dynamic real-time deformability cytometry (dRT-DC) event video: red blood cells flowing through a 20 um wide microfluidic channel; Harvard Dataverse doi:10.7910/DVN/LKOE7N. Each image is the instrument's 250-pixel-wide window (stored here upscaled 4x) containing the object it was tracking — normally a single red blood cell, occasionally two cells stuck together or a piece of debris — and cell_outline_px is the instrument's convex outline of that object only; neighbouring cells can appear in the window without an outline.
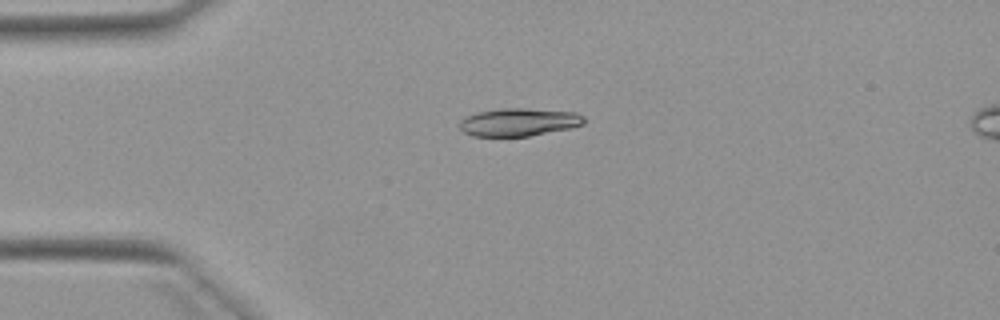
{"species": "Egyptian fruit bat (a non-hibernating species)", "species_latin": "Rousettus aegyptiacus", "temperature_condition": "warm", "stored_images_in_passage": 6, "camera_frame_rate_fps": 3000, "um_per_image_px": 0.085, "animal": {"sex": "female"}, "frame": {"image": 1, "passage_image": 1, "time_ms": 0.0, "image_size_px": [1000, 320], "cell_outline_px": [[584, 124], [572, 128], [528, 136], [472, 136], [464, 132], [460, 128], [460, 120], [476, 112], [504, 108], [524, 108], [576, 112], [584, 116]], "centroid_in_image_um": [44.12, 10.38], "position_along_channel_um": 40.9, "area_um2": 20.23}}
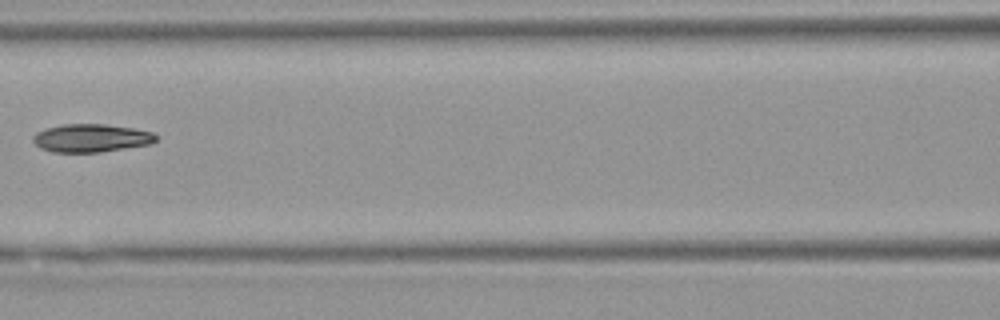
{"frame": {"image": 2, "passage_image": 4, "time_ms": 3.667, "image_size_px": [1000, 320], "cell_outline_px": [[160, 136], [152, 144], [100, 152], [52, 152], [40, 148], [32, 140], [32, 136], [36, 132], [48, 128], [64, 124], [104, 124], [132, 128], [152, 132]], "centroid_in_image_um": [7.77, 11.74], "position_along_channel_um": 158.8, "area_um2": 20.17}}
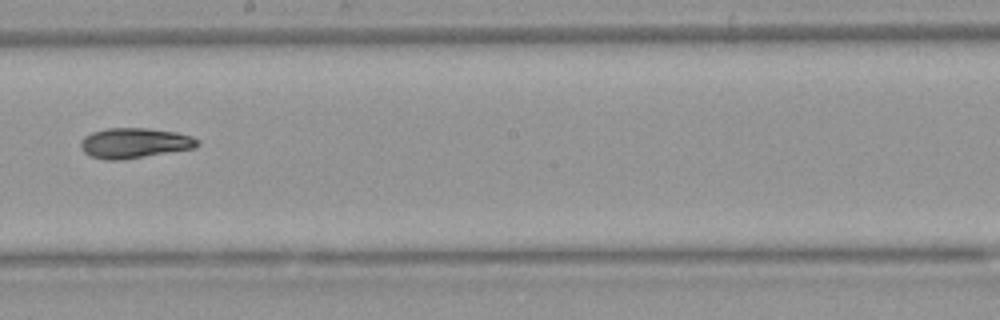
{"frame": {"image": 3, "passage_image": 6, "time_ms": 5.667, "image_size_px": [1000, 320], "cell_outline_px": [[200, 144], [196, 148], [120, 160], [108, 160], [92, 156], [84, 152], [80, 148], [80, 140], [84, 136], [92, 132], [108, 128], [148, 128], [176, 132], [192, 136], [200, 140]], "centroid_in_image_um": [11.45, 12.15], "position_along_channel_um": 236.8, "area_um2": 20.63}}